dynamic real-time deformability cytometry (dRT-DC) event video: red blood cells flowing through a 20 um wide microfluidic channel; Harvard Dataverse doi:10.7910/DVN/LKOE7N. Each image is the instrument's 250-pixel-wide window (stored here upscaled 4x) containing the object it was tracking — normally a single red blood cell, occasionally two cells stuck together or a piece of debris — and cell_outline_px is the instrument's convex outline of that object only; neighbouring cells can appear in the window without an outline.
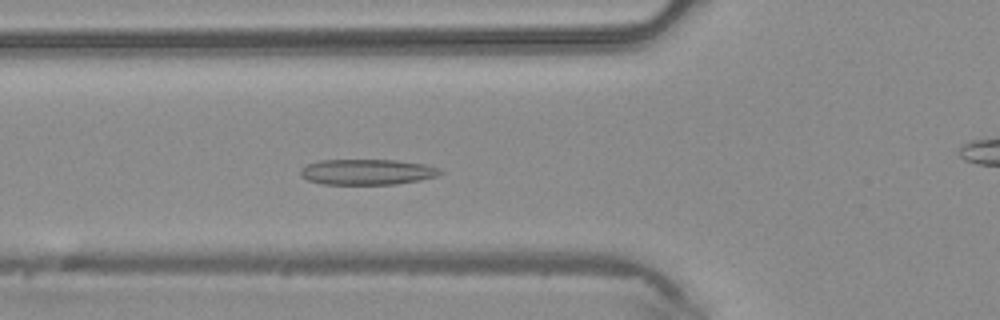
{"species": "common noctule bat (a hibernating species)", "species_latin": "Nyctalus noctula", "temperature_condition": "warm", "stored_images_in_passage": 35, "camera_frame_rate_fps": 3000, "um_per_image_px": 0.085, "animal": {"sex": "male", "body_mass_g": 20.4}, "frame": {"image": 1, "passage_image": 9, "time_ms": 2.667, "image_size_px": [1000, 320], "cell_outline_px": [[444, 172], [436, 176], [420, 180], [396, 184], [320, 184], [308, 180], [300, 176], [300, 168], [308, 164], [320, 160], [396, 160], [424, 164], [440, 168]], "centroid_in_image_um": [31.2, 14.61], "position_along_channel_um": 94.6, "area_um2": 20.92}}
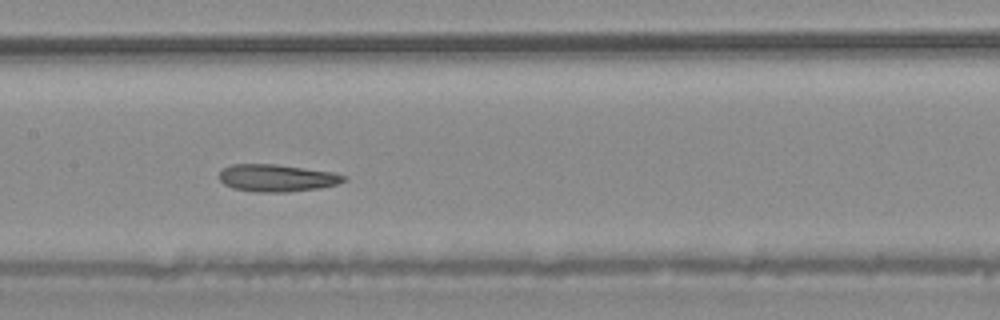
{"frame": {"image": 2, "passage_image": 15, "time_ms": 4.667, "image_size_px": [1000, 320], "cell_outline_px": [[348, 180], [336, 184], [320, 188], [288, 192], [256, 192], [232, 188], [224, 184], [220, 180], [220, 172], [224, 168], [232, 164], [276, 164], [332, 172], [348, 176]], "centroid_in_image_um": [23.56, 15.13], "position_along_channel_um": 183.8, "area_um2": 19.83}}
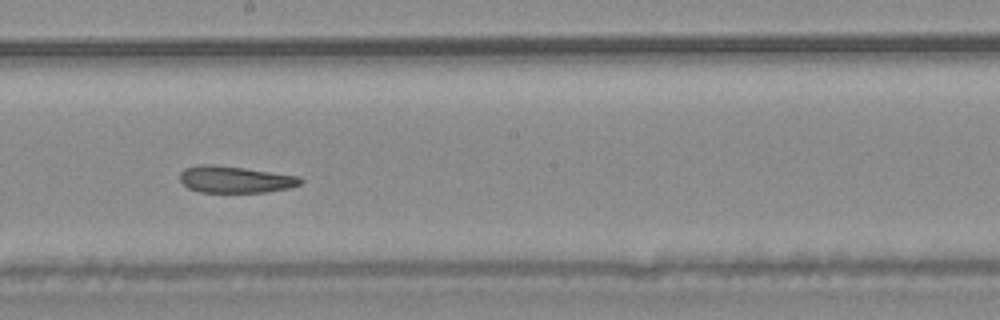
{"frame": {"image": 3, "passage_image": 18, "time_ms": 5.667, "image_size_px": [1000, 320], "cell_outline_px": [[304, 180], [300, 184], [292, 188], [268, 192], [200, 192], [188, 188], [180, 180], [180, 172], [184, 168], [196, 164], [212, 164], [244, 168], [300, 176]], "centroid_in_image_um": [20.0, 15.25], "position_along_channel_um": 228.2, "area_um2": 19.02}}